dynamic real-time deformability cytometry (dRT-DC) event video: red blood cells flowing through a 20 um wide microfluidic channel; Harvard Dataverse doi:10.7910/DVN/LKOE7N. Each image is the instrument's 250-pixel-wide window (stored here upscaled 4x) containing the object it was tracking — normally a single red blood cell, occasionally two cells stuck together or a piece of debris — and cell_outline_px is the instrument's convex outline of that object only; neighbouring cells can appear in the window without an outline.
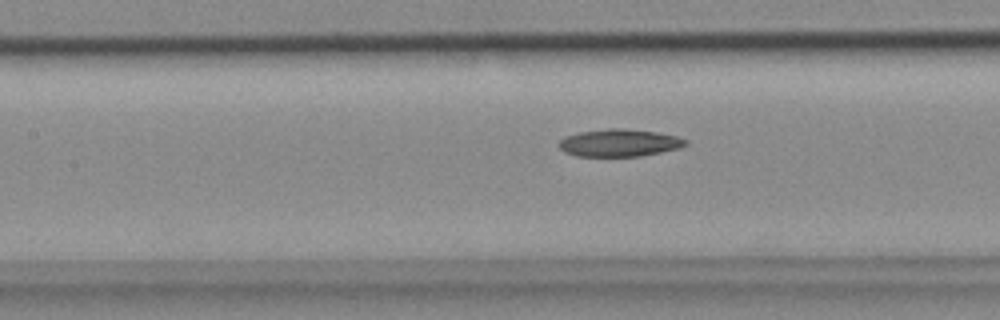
{"species": "common noctule bat (a hibernating species)", "species_latin": "Nyctalus noctula", "temperature_condition": "cold", "stored_images_in_passage": 43, "camera_frame_rate_fps": 3000, "um_per_image_px": 0.085, "animal": {"sex": "female", "body_mass_g": 18.4}, "frame": {"image": 1, "passage_image": 23, "time_ms": 7.333, "image_size_px": [1000, 320], "cell_outline_px": [[688, 144], [680, 148], [640, 156], [576, 156], [564, 152], [556, 144], [564, 136], [580, 132], [608, 128], [624, 128], [656, 132], [676, 136], [688, 140]], "centroid_in_image_um": [52.62, 12.14], "position_along_channel_um": 154.8, "area_um2": 20.35}}
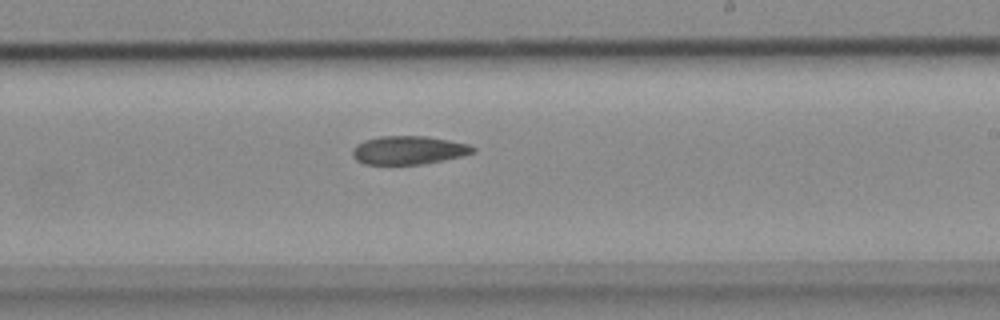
{"frame": {"image": 2, "passage_image": 31, "time_ms": 10.0, "image_size_px": [1000, 320], "cell_outline_px": [[476, 152], [444, 160], [424, 164], [364, 164], [356, 160], [352, 156], [352, 148], [356, 144], [364, 140], [380, 136], [428, 136], [468, 144], [476, 148]], "centroid_in_image_um": [34.71, 12.76], "position_along_channel_um": 254.3, "area_um2": 20.06}}
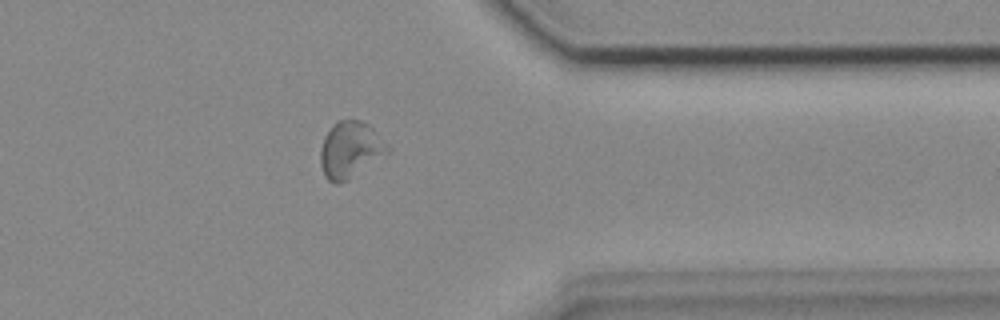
{"frame": {"image": 3, "passage_image": 42, "time_ms": 13.667, "image_size_px": [1000, 320], "cell_outline_px": [[392, 152], [348, 180], [336, 184], [328, 180], [324, 176], [320, 164], [320, 148], [324, 136], [332, 124], [336, 120], [360, 120], [368, 124], [392, 148]], "centroid_in_image_um": [29.79, 12.74], "position_along_channel_um": 381.6, "area_um2": 22.54}}